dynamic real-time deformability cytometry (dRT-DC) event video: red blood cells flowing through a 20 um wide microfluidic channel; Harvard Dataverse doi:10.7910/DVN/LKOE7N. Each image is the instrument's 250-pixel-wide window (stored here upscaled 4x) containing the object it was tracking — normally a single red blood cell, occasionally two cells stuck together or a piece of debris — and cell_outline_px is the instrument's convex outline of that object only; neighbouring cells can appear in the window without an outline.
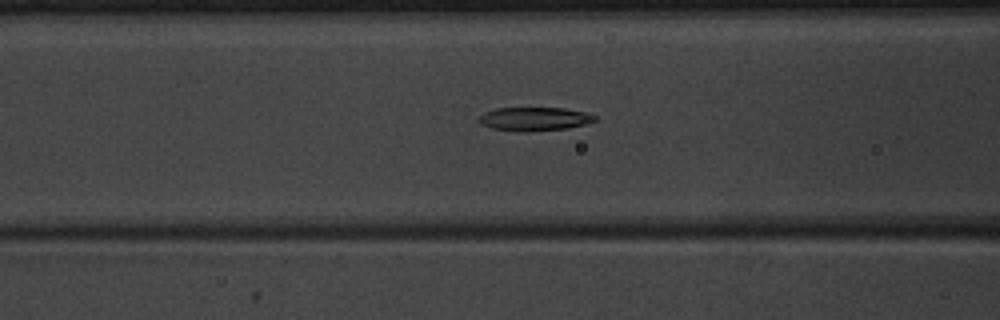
{"species": "common noctule bat (a hibernating species)", "species_latin": "Nyctalus noctula", "temperature_condition": "warm", "stored_images_in_passage": 35, "camera_frame_rate_fps": 3000, "um_per_image_px": 0.085, "animal": {"sex": "male", "body_mass_g": 20.1, "forearm_length_mm": 53.5}, "frame": {"image": 1, "passage_image": 5, "time_ms": 1.333, "image_size_px": [1000, 320], "cell_outline_px": [[596, 120], [588, 124], [564, 128], [528, 132], [516, 132], [492, 128], [480, 124], [476, 120], [484, 112], [496, 108], [564, 108], [584, 112], [596, 116]], "centroid_in_image_um": [45.38, 10.12], "position_along_channel_um": 121.2, "area_um2": 16.07}}
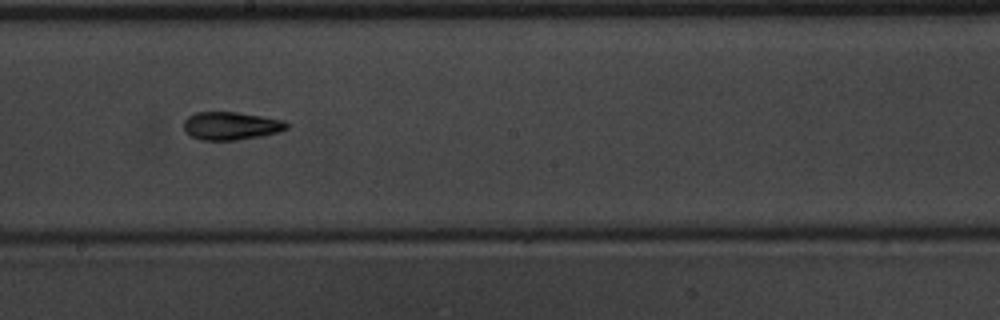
{"frame": {"image": 2, "passage_image": 13, "time_ms": 4.0, "image_size_px": [1000, 320], "cell_outline_px": [[288, 128], [280, 132], [260, 136], [236, 140], [204, 140], [192, 136], [184, 132], [184, 120], [188, 116], [196, 112], [236, 112], [284, 120], [288, 124]], "centroid_in_image_um": [19.63, 10.69], "position_along_channel_um": 228.6, "area_um2": 16.76}}
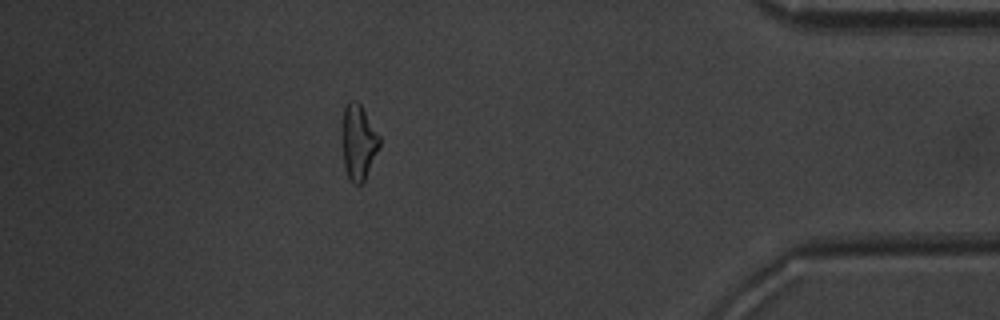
{"frame": {"image": 3, "passage_image": 29, "time_ms": 9.333, "image_size_px": [1000, 320], "cell_outline_px": [[380, 144], [364, 180], [360, 184], [352, 184], [344, 168], [344, 108], [348, 100], [356, 100], [360, 104], [380, 136]], "centroid_in_image_um": [30.49, 12.08], "position_along_channel_um": 404.7, "area_um2": 15.72}, "authors_computed_cell_mechanics": {"area_um2": 16.5308, "velocity_mm_per_s": 4.0296, "shape_relaxation_time_tau1_ms": 5.4557, "shape_relaxation_time_tau2_ms": 4.2905, "deformation_change_tau1": 0.1718, "deformation_change_tau2": 0.1295}}